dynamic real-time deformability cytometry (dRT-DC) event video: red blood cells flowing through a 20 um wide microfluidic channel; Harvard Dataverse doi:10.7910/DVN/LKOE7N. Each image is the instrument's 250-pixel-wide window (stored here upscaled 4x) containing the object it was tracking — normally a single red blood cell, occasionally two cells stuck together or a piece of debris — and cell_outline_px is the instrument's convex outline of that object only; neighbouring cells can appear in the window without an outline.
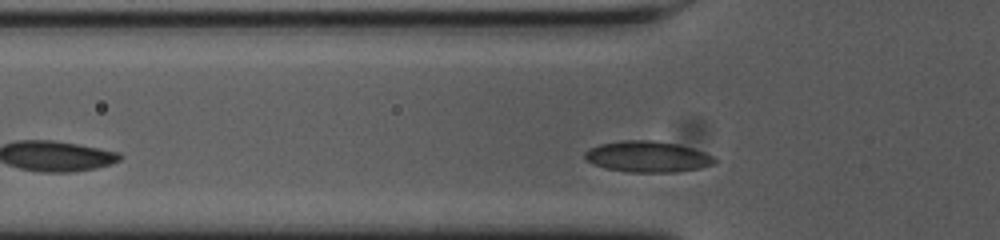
{"species": "common noctule bat (a hibernating species)", "species_latin": "Nyctalus noctula", "temperature_condition": "cold", "stored_images_in_passage": 30, "camera_frame_rate_fps": 3000, "um_per_image_px": 0.085, "animal": {"sex": "female", "body_mass_g": 23.0, "forearm_length_mm": 53.4}, "frame": {"image": 1, "passage_image": 3, "time_ms": 0.667, "image_size_px": [1000, 240], "cell_outline_px": [[720, 160], [716, 164], [700, 168], [676, 172], [628, 172], [608, 168], [592, 164], [584, 156], [584, 152], [600, 144], [620, 140], [656, 140], [676, 144], [692, 148], [704, 152]], "centroid_in_image_um": [55.09, 13.31], "position_along_channel_um": 70.7, "area_um2": 23.52}}
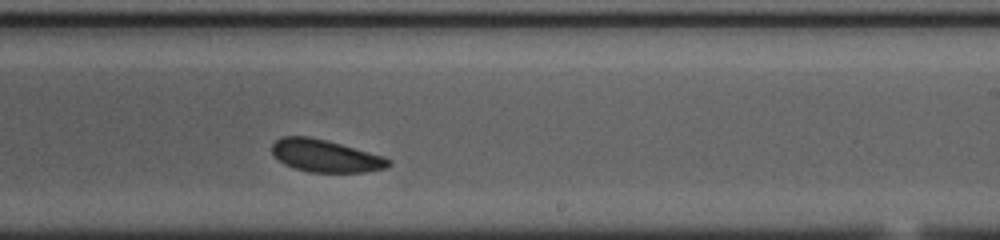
{"frame": {"image": 2, "passage_image": 19, "time_ms": 6.0, "image_size_px": [1000, 240], "cell_outline_px": [[392, 164], [384, 168], [364, 172], [308, 172], [292, 168], [284, 164], [272, 152], [272, 144], [280, 136], [308, 136], [340, 144], [384, 156], [392, 160]], "centroid_in_image_um": [27.65, 13.25], "position_along_channel_um": 261.3, "area_um2": 21.91}}
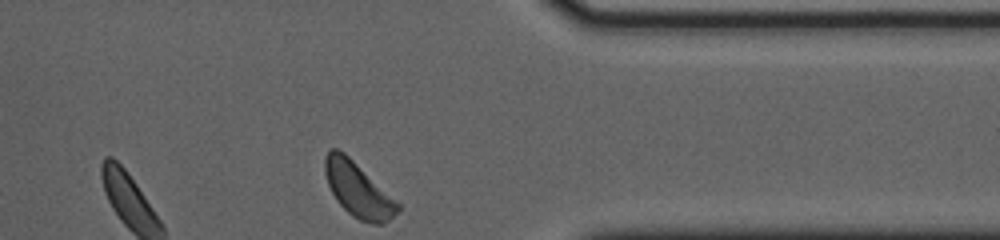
{"frame": {"image": 3, "passage_image": 30, "time_ms": 9.667, "image_size_px": [1000, 240], "cell_outline_px": [[400, 208], [384, 224], [372, 224], [360, 220], [352, 216], [336, 200], [328, 184], [324, 172], [324, 156], [332, 148], [336, 148], [344, 152], [400, 204]], "centroid_in_image_um": [30.41, 16.12], "position_along_channel_um": 381.0, "area_um2": 22.77}, "authors_computed_cell_mechanics": {"area_um2": 22.8021, "velocity_mm_per_s": 3.5778, "shape_relaxation_time_tau1_ms": 1.3191, "shape_relaxation_time_tau2_ms": null, "deformation_change_tau1": 0.025, "deformation_change_tau2": null}}